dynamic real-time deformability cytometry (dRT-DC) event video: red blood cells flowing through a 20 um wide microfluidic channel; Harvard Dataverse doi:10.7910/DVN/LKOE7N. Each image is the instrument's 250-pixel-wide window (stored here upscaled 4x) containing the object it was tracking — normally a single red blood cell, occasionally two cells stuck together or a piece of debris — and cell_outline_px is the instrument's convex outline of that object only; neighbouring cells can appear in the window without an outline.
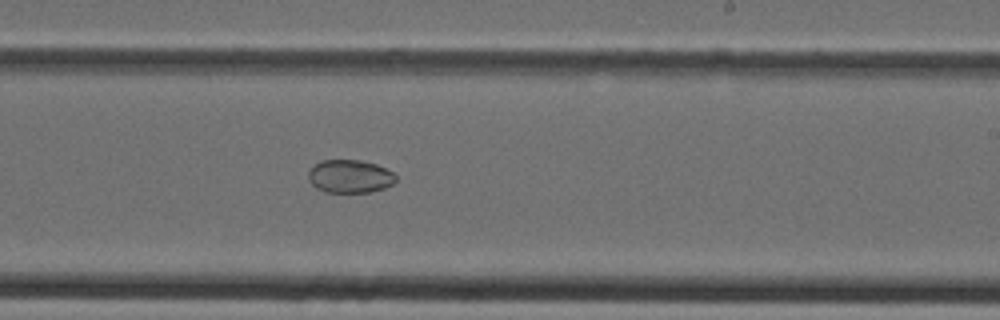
{"species": "Egyptian fruit bat (a non-hibernating species)", "species_latin": "Rousettus aegyptiacus", "temperature_condition": "cold", "stored_images_in_passage": 40, "segment_of_instrument_passage": [2, 2], "camera_frame_rate_fps": 3000, "um_per_image_px": 0.085, "animal": {"sex": "female"}, "frame": {"image": 1, "passage_image": 24, "time_ms": 7.667, "image_size_px": [1000, 320], "cell_outline_px": [[396, 180], [392, 184], [384, 188], [372, 192], [324, 192], [316, 188], [308, 180], [308, 172], [320, 160], [360, 160], [376, 164], [392, 172], [396, 176]], "centroid_in_image_um": [29.73, 14.99], "position_along_channel_um": 259.3, "area_um2": 16.88}}
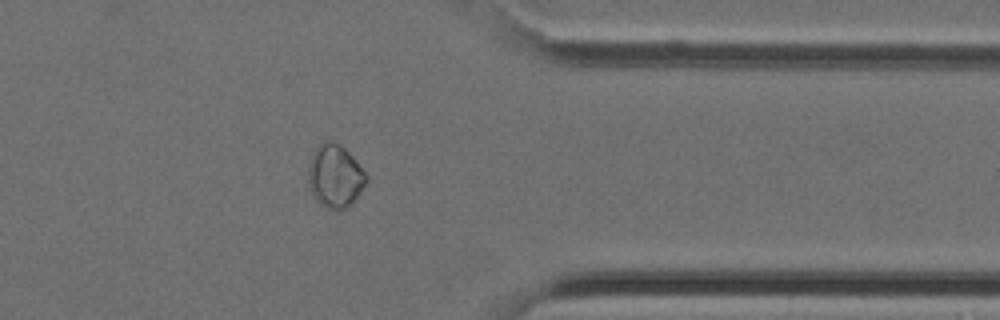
{"frame": {"image": 2, "passage_image": 32, "time_ms": 10.333, "image_size_px": [1000, 320], "cell_outline_px": [[368, 180], [356, 200], [352, 204], [340, 212], [336, 212], [320, 204], [312, 196], [308, 188], [308, 164], [312, 152], [324, 140], [332, 140], [340, 144], [352, 156], [368, 176]], "centroid_in_image_um": [28.46, 15.0], "position_along_channel_um": 382.9, "area_um2": 21.91}}
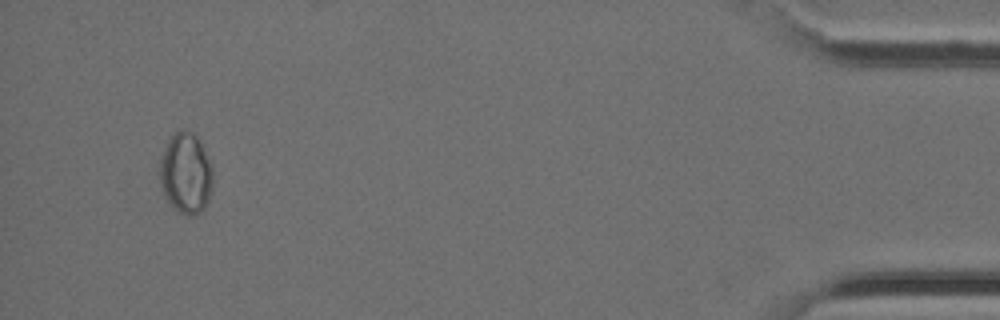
{"frame": {"image": 3, "passage_image": 38, "time_ms": 12.333, "image_size_px": [1000, 320], "cell_outline_px": [[212, 188], [208, 200], [204, 208], [196, 216], [188, 216], [180, 212], [164, 196], [160, 180], [160, 168], [164, 148], [168, 140], [176, 132], [188, 132], [196, 136], [212, 168]], "centroid_in_image_um": [15.8, 14.79], "position_along_channel_um": 419.4, "area_um2": 24.28}}